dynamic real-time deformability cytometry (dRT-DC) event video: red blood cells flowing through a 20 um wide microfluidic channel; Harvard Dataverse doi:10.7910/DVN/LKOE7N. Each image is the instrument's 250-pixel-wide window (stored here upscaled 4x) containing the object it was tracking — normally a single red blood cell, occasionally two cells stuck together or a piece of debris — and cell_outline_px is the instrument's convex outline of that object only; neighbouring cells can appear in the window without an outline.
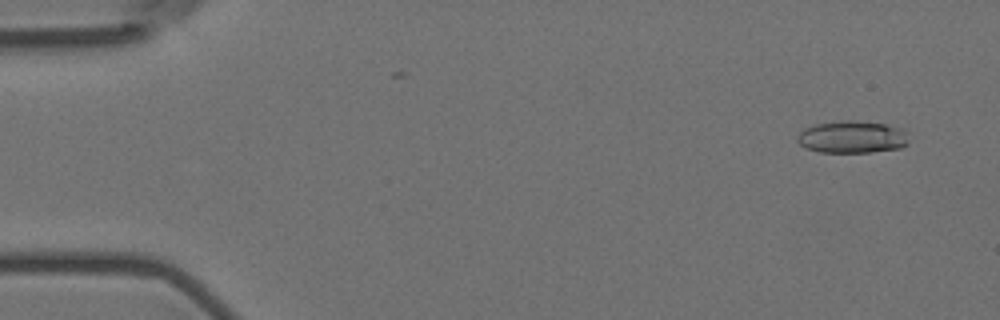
{"species": "Egyptian fruit bat (a non-hibernating species)", "species_latin": "Rousettus aegyptiacus", "temperature_condition": "room temperature", "stored_images_in_passage": 57, "camera_frame_rate_fps": 3000, "um_per_image_px": 0.085, "animal": {"sex": "female"}, "frame": {"image": 1, "passage_image": 4, "time_ms": 1.0, "image_size_px": [1000, 320], "cell_outline_px": [[908, 140], [900, 148], [872, 152], [820, 152], [808, 148], [800, 144], [796, 140], [796, 136], [804, 128], [816, 124], [840, 120], [852, 120], [884, 124], [900, 128], [904, 132]], "centroid_in_image_um": [72.38, 11.64], "position_along_channel_um": 12.6, "area_um2": 20.75}}
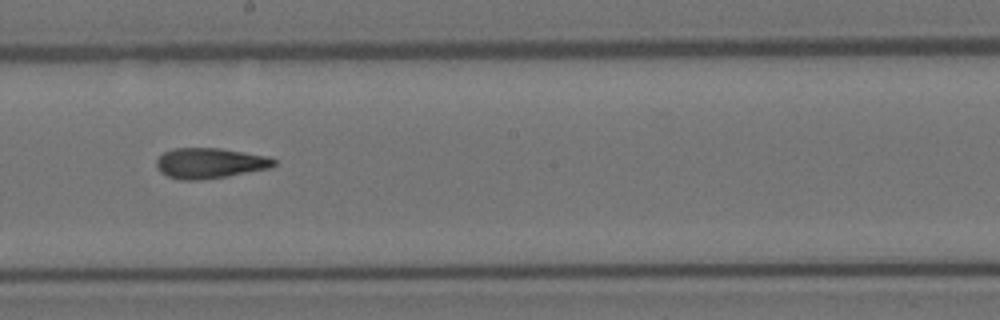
{"frame": {"image": 2, "passage_image": 32, "time_ms": 10.333, "image_size_px": [1000, 320], "cell_outline_px": [[276, 164], [272, 168], [228, 176], [200, 180], [180, 180], [168, 176], [160, 172], [156, 168], [156, 160], [164, 152], [172, 148], [220, 148], [268, 156], [276, 160]], "centroid_in_image_um": [17.84, 13.87], "position_along_channel_um": 230.4, "area_um2": 21.04}}
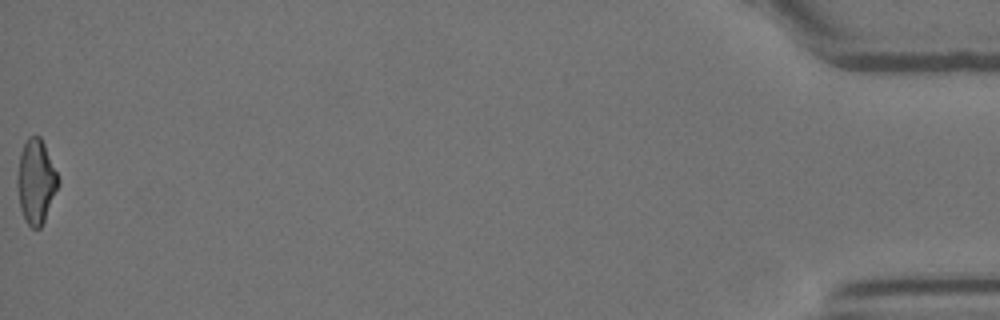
{"frame": {"image": 3, "passage_image": 57, "time_ms": 18.667, "image_size_px": [1000, 320], "cell_outline_px": [[60, 184], [44, 220], [40, 228], [32, 228], [28, 224], [20, 208], [16, 184], [16, 180], [20, 152], [28, 136], [40, 136], [44, 144], [60, 180]], "centroid_in_image_um": [3.05, 15.42], "position_along_channel_um": 432.1, "area_um2": 20.0}, "authors_computed_cell_mechanics": {"area_um2": 20.4612, "velocity_mm_per_s": 3.6288, "shape_relaxation_time_tau1_ms": null, "shape_relaxation_time_tau2_ms": 3.4882, "deformation_change_tau1": null, "deformation_change_tau2": 0.135}}